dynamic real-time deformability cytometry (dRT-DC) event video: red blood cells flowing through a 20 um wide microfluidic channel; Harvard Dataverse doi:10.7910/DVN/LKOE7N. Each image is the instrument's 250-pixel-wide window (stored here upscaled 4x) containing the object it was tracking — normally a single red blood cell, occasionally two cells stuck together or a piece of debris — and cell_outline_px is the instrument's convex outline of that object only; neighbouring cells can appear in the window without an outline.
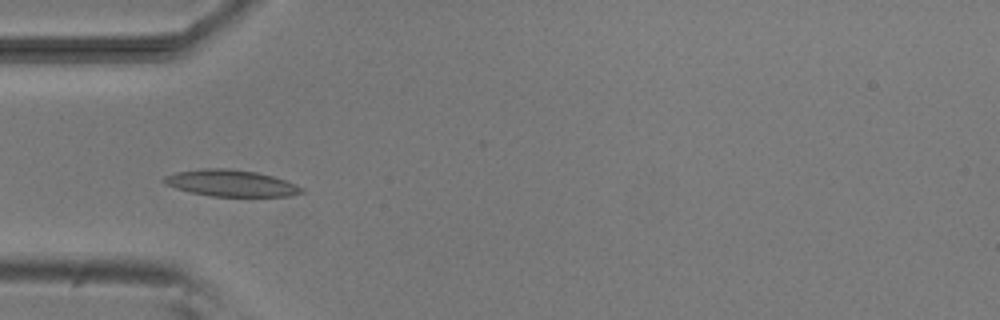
{"species": "common noctule bat (a hibernating species)", "species_latin": "Nyctalus noctula", "temperature_condition": "room temperature", "stored_images_in_passage": 10, "camera_frame_rate_fps": 3000, "um_per_image_px": 0.085, "animal": {"sex": "male", "body_mass_g": 20.5, "forearm_length_mm": 52.5}, "frame": {"image": 1, "passage_image": 4, "time_ms": 4.333, "image_size_px": [1000, 320], "cell_outline_px": [[304, 192], [292, 196], [212, 196], [192, 192], [176, 188], [164, 184], [160, 180], [164, 176], [176, 172], [204, 168], [228, 168], [256, 172], [272, 176], [296, 184], [304, 188]], "centroid_in_image_um": [19.62, 15.56], "position_along_channel_um": 65.4, "area_um2": 21.27}}
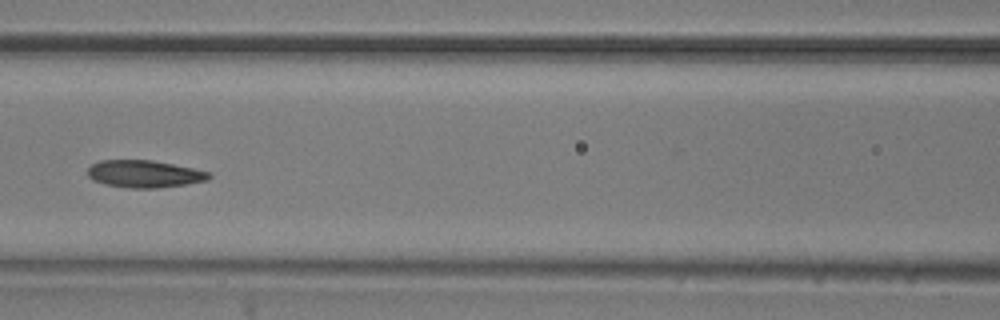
{"frame": {"image": 2, "passage_image": 6, "time_ms": 6.667, "image_size_px": [1000, 320], "cell_outline_px": [[212, 176], [208, 180], [184, 184], [156, 188], [128, 188], [104, 184], [92, 180], [88, 176], [88, 168], [92, 164], [100, 160], [152, 160], [212, 172]], "centroid_in_image_um": [12.26, 14.78], "position_along_channel_um": 154.3, "area_um2": 19.31}}
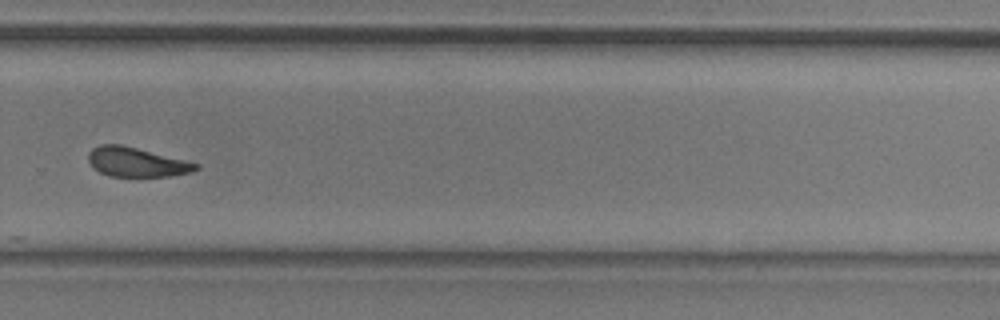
{"frame": {"image": 3, "passage_image": 10, "time_ms": 11.0, "image_size_px": [1000, 320], "cell_outline_px": [[200, 168], [192, 172], [172, 176], [108, 176], [92, 168], [88, 160], [88, 152], [92, 148], [100, 144], [120, 144], [200, 164]], "centroid_in_image_um": [11.57, 13.78], "position_along_channel_um": 318.2, "area_um2": 18.38}}